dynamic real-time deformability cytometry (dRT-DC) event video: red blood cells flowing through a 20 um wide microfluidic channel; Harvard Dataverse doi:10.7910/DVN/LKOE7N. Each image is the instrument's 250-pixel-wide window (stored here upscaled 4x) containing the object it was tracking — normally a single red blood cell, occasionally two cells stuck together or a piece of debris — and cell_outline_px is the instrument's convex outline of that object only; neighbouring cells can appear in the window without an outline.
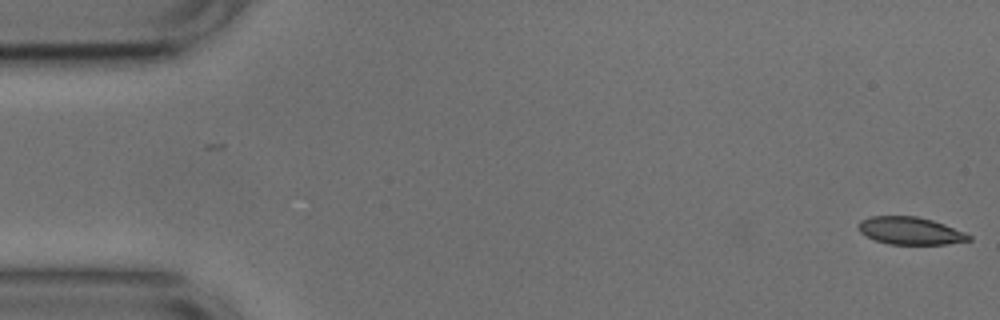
{"species": "common noctule bat (a hibernating species)", "species_latin": "Nyctalus noctula", "temperature_condition": "cold", "stored_images_in_passage": 53, "camera_frame_rate_fps": 3000, "um_per_image_px": 0.085, "animal": {"sex": "male", "body_mass_g": 17.9, "forearm_length_mm": 54.2}, "frame": {"image": 1, "passage_image": 1, "time_ms": 0.0, "image_size_px": [1000, 320], "cell_outline_px": [[972, 240], [948, 244], [888, 244], [876, 240], [860, 232], [856, 224], [860, 220], [868, 216], [916, 216], [932, 220], [944, 224], [964, 232], [972, 236]], "centroid_in_image_um": [77.36, 19.61], "position_along_channel_um": 7.6, "area_um2": 17.74}}
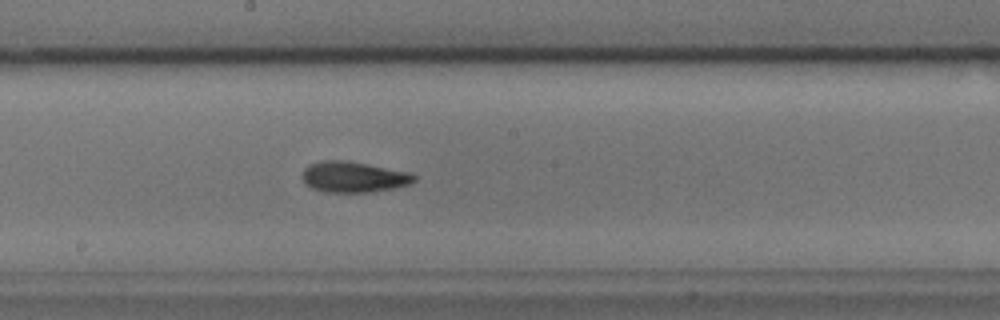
{"frame": {"image": 2, "passage_image": 28, "time_ms": 9.0, "image_size_px": [1000, 320], "cell_outline_px": [[416, 180], [412, 184], [372, 192], [324, 192], [312, 188], [304, 184], [304, 168], [308, 164], [320, 160], [344, 160], [368, 164], [412, 172], [416, 176]], "centroid_in_image_um": [30.08, 15.03], "position_along_channel_um": 218.1, "area_um2": 20.29}}
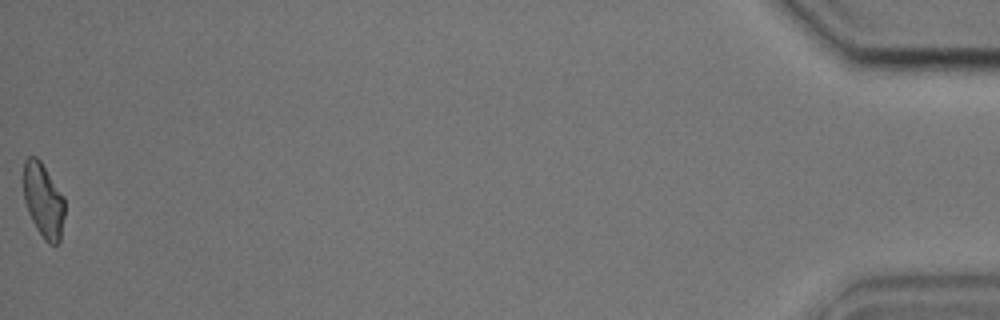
{"frame": {"image": 3, "passage_image": 53, "time_ms": 17.333, "image_size_px": [1000, 320], "cell_outline_px": [[64, 216], [60, 240], [56, 244], [48, 244], [44, 240], [36, 228], [28, 212], [24, 200], [24, 160], [28, 156], [36, 156], [40, 160], [64, 196]], "centroid_in_image_um": [3.69, 17.03], "position_along_channel_um": 431.5, "area_um2": 17.86}, "authors_computed_cell_mechanics": {"area_um2": 18.9006, "velocity_mm_per_s": 3.7595, "shape_relaxation_time_tau1_ms": 2.5351, "shape_relaxation_time_tau2_ms": 2.6058, "deformation_change_tau1": 0.1183, "deformation_change_tau2": 0.1016}}